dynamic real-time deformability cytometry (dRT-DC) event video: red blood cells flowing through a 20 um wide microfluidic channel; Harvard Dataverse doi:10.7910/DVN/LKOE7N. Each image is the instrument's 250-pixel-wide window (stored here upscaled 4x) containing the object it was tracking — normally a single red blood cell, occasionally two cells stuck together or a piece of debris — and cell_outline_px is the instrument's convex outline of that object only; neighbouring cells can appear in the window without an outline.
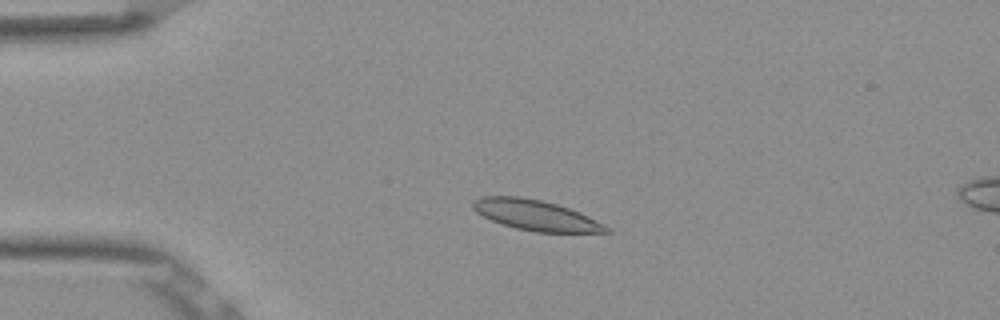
{"species": "Egyptian fruit bat (a non-hibernating species)", "species_latin": "Rousettus aegyptiacus", "temperature_condition": "room temperature", "stored_images_in_passage": 50, "camera_frame_rate_fps": 3000, "um_per_image_px": 0.085, "frame": {"image": 1, "passage_image": 9, "time_ms": 2.667, "image_size_px": [1000, 320], "cell_outline_px": [[612, 232], [536, 232], [516, 228], [492, 220], [476, 212], [472, 208], [472, 200], [484, 196], [520, 196], [540, 200], [556, 204], [580, 212], [604, 224]], "centroid_in_image_um": [45.52, 18.28], "position_along_channel_um": 39.5, "area_um2": 23.35}}
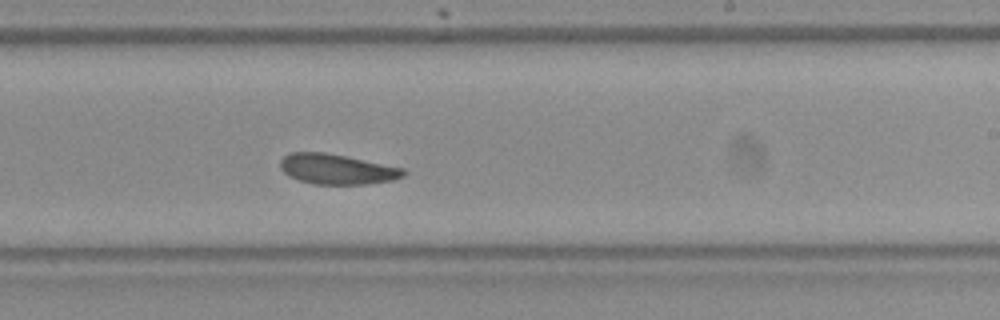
{"frame": {"image": 2, "passage_image": 29, "time_ms": 9.333, "image_size_px": [1000, 320], "cell_outline_px": [[408, 172], [404, 176], [392, 180], [368, 184], [312, 184], [288, 176], [280, 168], [280, 160], [284, 156], [292, 152], [324, 152], [404, 168]], "centroid_in_image_um": [28.63, 14.38], "position_along_channel_um": 260.4, "area_um2": 21.62}}
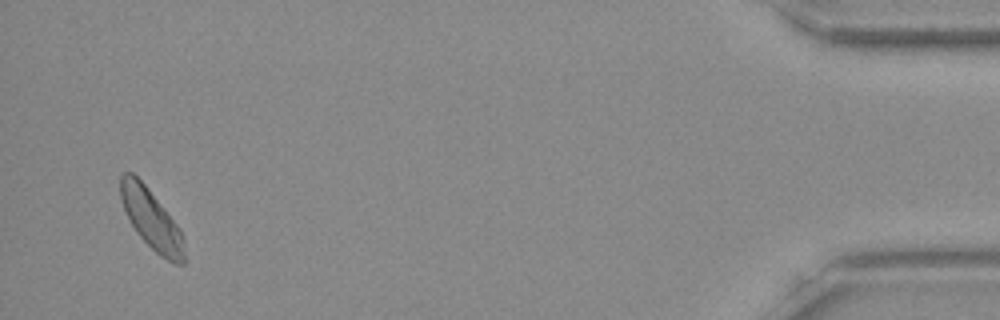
{"frame": {"image": 3, "passage_image": 48, "time_ms": 15.667, "image_size_px": [1000, 320], "cell_outline_px": [[184, 264], [176, 264], [160, 256], [136, 232], [120, 200], [120, 176], [124, 172], [132, 172], [144, 184], [180, 228], [184, 240]], "centroid_in_image_um": [12.86, 18.64], "position_along_channel_um": 422.3, "area_um2": 21.85}, "authors_computed_cell_mechanics": {"area_um2": 22.4553, "velocity_mm_per_s": 3.8175, "shape_relaxation_time_tau1_ms": null, "shape_relaxation_time_tau2_ms": 7.1308, "deformation_change_tau1": null, "deformation_change_tau2": 0.1185}}